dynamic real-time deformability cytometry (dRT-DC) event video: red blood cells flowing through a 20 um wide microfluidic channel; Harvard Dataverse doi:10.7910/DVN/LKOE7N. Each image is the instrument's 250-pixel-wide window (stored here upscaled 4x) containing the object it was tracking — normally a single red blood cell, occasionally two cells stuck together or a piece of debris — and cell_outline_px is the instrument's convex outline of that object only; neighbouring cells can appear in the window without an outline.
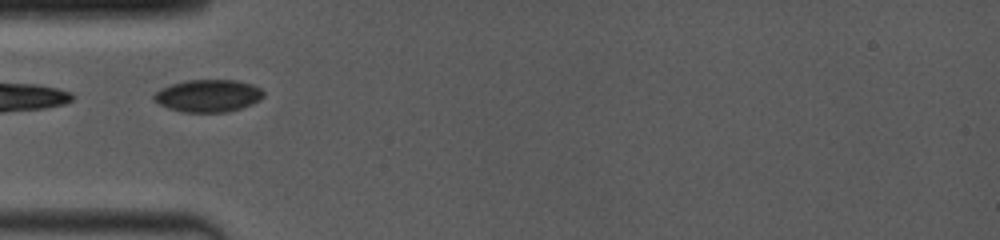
{"species": "common noctule bat (a hibernating species)", "species_latin": "Nyctalus noctula", "temperature_condition": "room temperature", "stored_images_in_passage": 15, "camera_frame_rate_fps": 4000, "um_per_image_px": 0.085, "animal": {"sex": "female", "body_mass_g": 19.0, "forearm_length_mm": 53.3}, "frame": {"image": 1, "passage_image": 1, "time_ms": 0.0, "image_size_px": [1000, 240], "cell_outline_px": [[264, 96], [260, 100], [252, 104], [228, 112], [184, 112], [168, 108], [152, 100], [152, 96], [160, 88], [172, 84], [188, 80], [236, 80], [252, 84], [260, 88], [264, 92]], "centroid_in_image_um": [17.69, 8.14], "position_along_channel_um": 67.3, "area_um2": 20.75}}
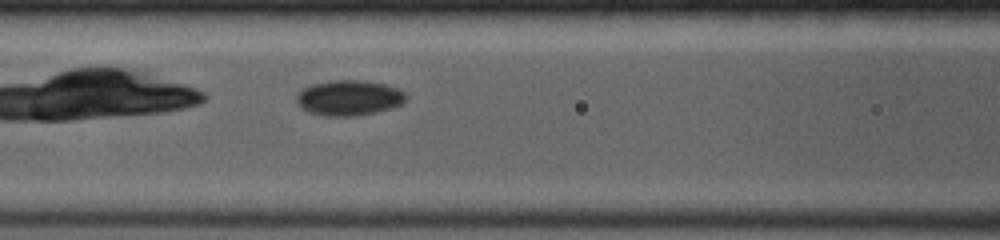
{"frame": {"image": 2, "passage_image": 9, "time_ms": 1.75, "image_size_px": [1000, 240], "cell_outline_px": [[408, 96], [400, 104], [392, 108], [376, 112], [356, 116], [324, 116], [308, 112], [300, 108], [296, 100], [296, 96], [304, 88], [312, 84], [336, 80], [364, 80], [384, 84], [396, 88], [404, 92]], "centroid_in_image_um": [29.65, 8.33], "position_along_channel_um": 136.9, "area_um2": 22.54}}
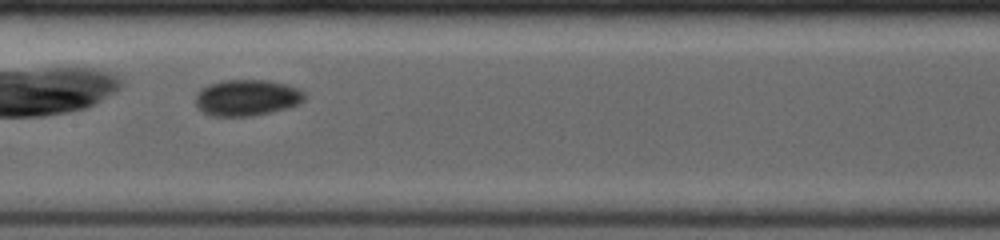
{"frame": {"image": 3, "passage_image": 14, "time_ms": 3.0, "image_size_px": [1000, 240], "cell_outline_px": [[304, 100], [300, 104], [288, 108], [252, 116], [212, 116], [196, 108], [196, 96], [200, 88], [208, 84], [224, 80], [264, 80], [284, 84], [296, 88], [304, 92]], "centroid_in_image_um": [20.96, 8.31], "position_along_channel_um": 186.4, "area_um2": 23.0}}